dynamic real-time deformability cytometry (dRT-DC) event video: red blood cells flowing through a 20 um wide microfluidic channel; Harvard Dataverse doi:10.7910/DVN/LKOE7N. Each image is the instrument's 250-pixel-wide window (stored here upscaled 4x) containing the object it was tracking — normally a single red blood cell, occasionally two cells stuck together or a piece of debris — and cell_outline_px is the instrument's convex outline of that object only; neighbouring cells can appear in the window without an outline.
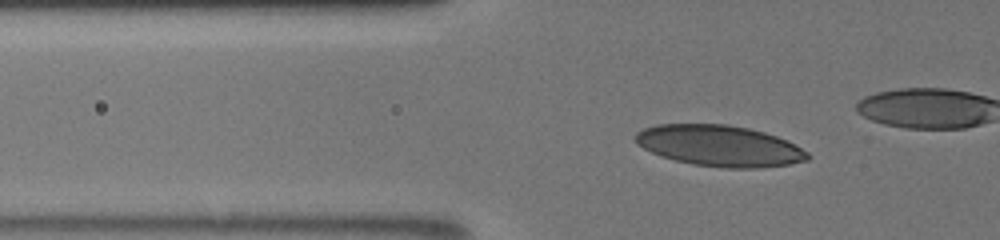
{"species": "human", "species_latin": "Homo sapiens", "temperature_condition": "room temperature", "stored_images_in_passage": 47, "camera_frame_rate_fps": 3000, "um_per_image_px": 0.085, "donor": {"sex": "male"}, "frame": {"image": 1, "passage_image": 11, "time_ms": 2.333, "image_size_px": [1000, 240], "cell_outline_px": [[812, 156], [808, 160], [788, 164], [756, 168], [724, 168], [692, 164], [660, 156], [636, 144], [636, 132], [644, 128], [656, 124], [728, 124], [748, 128], [764, 132], [788, 140], [808, 152]], "centroid_in_image_um": [61.17, 12.39], "position_along_channel_um": 64.6, "area_um2": 41.27}}
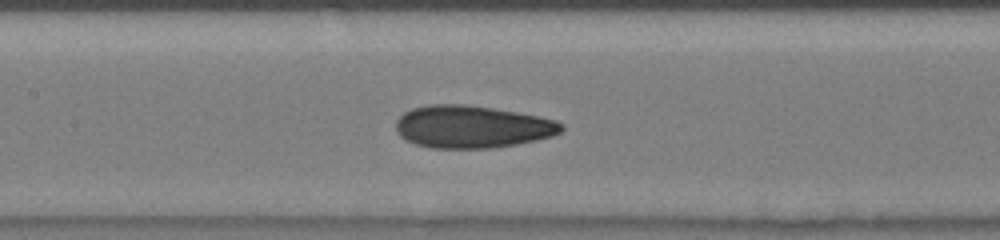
{"frame": {"image": 2, "passage_image": 22, "time_ms": 5.333, "image_size_px": [1000, 240], "cell_outline_px": [[564, 128], [560, 132], [552, 136], [536, 140], [516, 144], [492, 148], [432, 148], [416, 144], [404, 140], [396, 132], [396, 120], [404, 112], [412, 108], [428, 104], [464, 104], [492, 108], [540, 116], [556, 120], [564, 124]], "centroid_in_image_um": [40.11, 10.77], "position_along_channel_um": 167.3, "area_um2": 41.15}}
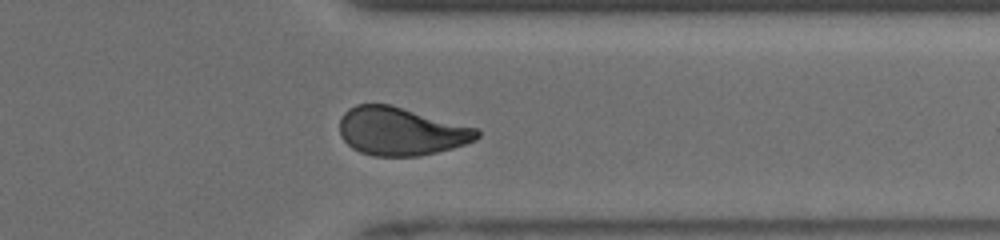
{"frame": {"image": 3, "passage_image": 39, "time_ms": 10.667, "image_size_px": [1000, 240], "cell_outline_px": [[480, 136], [476, 140], [452, 148], [420, 156], [372, 156], [360, 152], [352, 148], [340, 136], [340, 116], [348, 108], [356, 104], [388, 104], [480, 128]], "centroid_in_image_um": [34.08, 11.16], "position_along_channel_um": 377.3, "area_um2": 38.78}, "authors_computed_cell_mechanics": {"area_um2": 39.882, "velocity_mm_per_s": 3.9345, "shape_relaxation_time_tau1_ms": 7.9897, "shape_relaxation_time_tau2_ms": 1.3785, "deformation_change_tau1": 0.1959, "deformation_change_tau2": 0.0564}}